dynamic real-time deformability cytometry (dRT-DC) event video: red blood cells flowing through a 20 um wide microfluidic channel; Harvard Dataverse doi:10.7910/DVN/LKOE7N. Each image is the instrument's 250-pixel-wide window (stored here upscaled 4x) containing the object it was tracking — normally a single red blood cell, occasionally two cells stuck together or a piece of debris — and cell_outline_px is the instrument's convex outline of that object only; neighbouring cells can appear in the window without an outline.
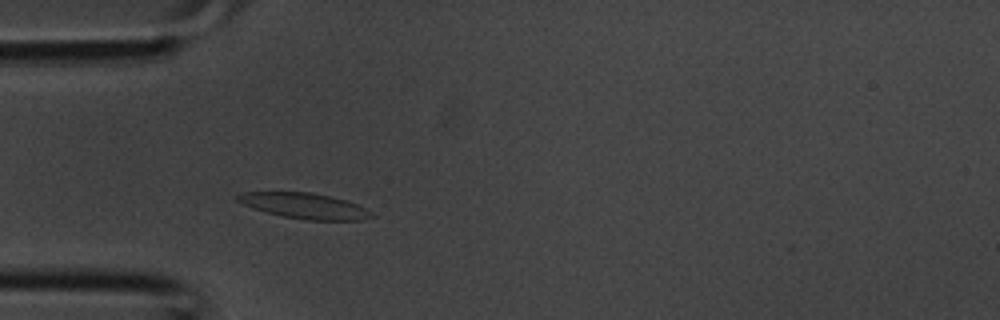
{"species": "common noctule bat (a hibernating species)", "species_latin": "Nyctalus noctula", "temperature_condition": "room temperature", "stored_images_in_passage": 23, "camera_frame_rate_fps": 3000, "um_per_image_px": 0.085, "animal": {"sex": "male", "body_mass_g": 20.1, "forearm_length_mm": 53.5}, "frame": {"image": 1, "passage_image": 1, "time_ms": 0.0, "image_size_px": [1000, 320], "cell_outline_px": [[376, 216], [364, 220], [308, 220], [280, 216], [252, 208], [232, 200], [232, 196], [240, 192], [312, 192], [332, 196], [348, 200], [372, 212]], "centroid_in_image_um": [25.82, 17.49], "position_along_channel_um": 59.2, "area_um2": 20.46}}
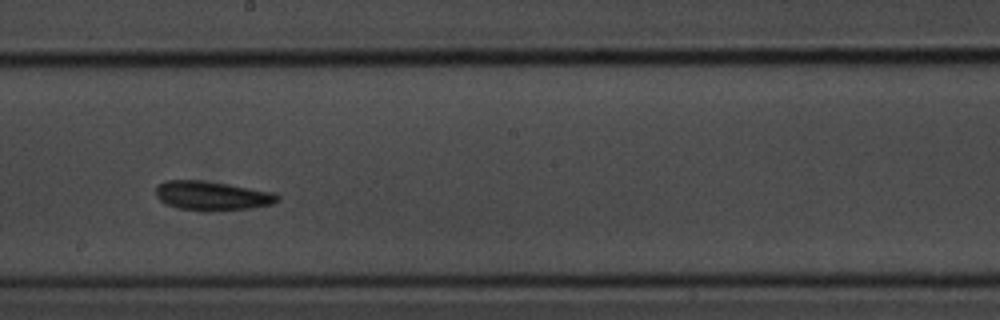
{"frame": {"image": 2, "passage_image": 11, "time_ms": 3.333, "image_size_px": [1000, 320], "cell_outline_px": [[280, 200], [272, 204], [252, 208], [216, 212], [200, 212], [176, 208], [160, 200], [156, 196], [156, 184], [164, 180], [204, 180], [276, 192], [280, 196]], "centroid_in_image_um": [18.04, 16.65], "position_along_channel_um": 230.2, "area_um2": 21.39}}
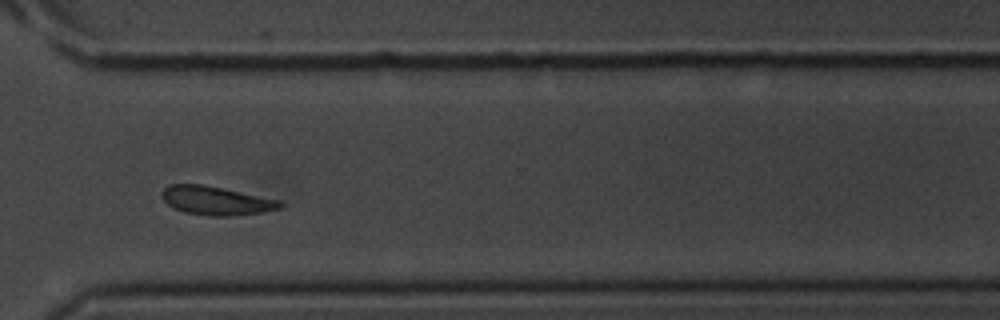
{"frame": {"image": 3, "passage_image": 18, "time_ms": 5.667, "image_size_px": [1000, 320], "cell_outline_px": [[284, 204], [280, 208], [260, 212], [228, 216], [212, 216], [184, 212], [172, 208], [160, 196], [160, 192], [168, 184], [200, 184], [280, 200]], "centroid_in_image_um": [18.3, 17.05], "position_along_channel_um": 352.3, "area_um2": 19.54}}